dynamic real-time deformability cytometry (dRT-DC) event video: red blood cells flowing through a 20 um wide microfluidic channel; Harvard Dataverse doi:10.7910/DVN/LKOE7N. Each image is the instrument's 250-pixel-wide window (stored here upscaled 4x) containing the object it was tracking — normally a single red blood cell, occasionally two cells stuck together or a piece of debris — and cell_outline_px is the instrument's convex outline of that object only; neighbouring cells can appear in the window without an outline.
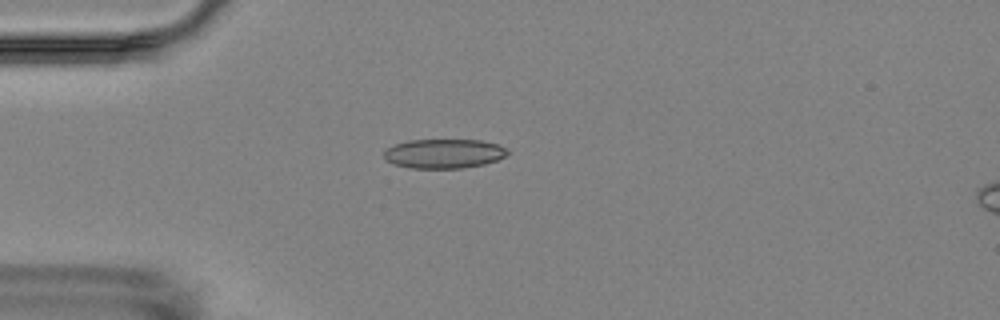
{"species": "Egyptian fruit bat (a non-hibernating species)", "species_latin": "Rousettus aegyptiacus", "temperature_condition": "room temperature", "stored_images_in_passage": 1, "camera_frame_rate_fps": 3000, "um_per_image_px": 0.085, "animal": {"sex": "female"}, "frame": {"image": 1, "passage_image": 1, "time_ms": 0.0, "image_size_px": [1000, 320], "cell_outline_px": [[512, 152], [496, 160], [484, 164], [464, 168], [412, 168], [392, 164], [384, 156], [384, 152], [388, 148], [396, 144], [408, 140], [480, 140], [500, 144], [508, 148]], "centroid_in_image_um": [37.79, 13.05], "position_along_channel_um": 47.2, "area_um2": 21.21}}